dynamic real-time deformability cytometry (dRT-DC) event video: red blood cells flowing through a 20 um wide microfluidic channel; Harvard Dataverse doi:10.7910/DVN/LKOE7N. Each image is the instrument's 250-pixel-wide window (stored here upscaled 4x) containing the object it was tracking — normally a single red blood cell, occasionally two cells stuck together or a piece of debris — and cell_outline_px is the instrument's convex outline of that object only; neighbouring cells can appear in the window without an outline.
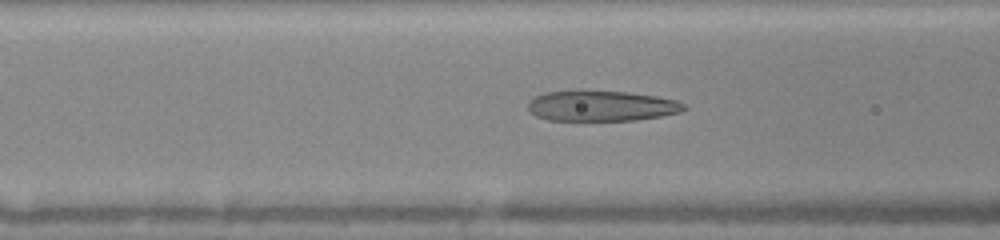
{"species": "human", "species_latin": "Homo sapiens", "temperature_condition": "warm", "stored_images_in_passage": 54, "camera_frame_rate_fps": 3000, "um_per_image_px": 0.085, "donor": {"sex": "female"}, "frame": {"image": 1, "passage_image": 19, "time_ms": 6.667, "image_size_px": [1000, 240], "cell_outline_px": [[688, 108], [680, 112], [660, 116], [636, 120], [548, 120], [536, 116], [528, 108], [528, 100], [544, 92], [584, 88], [628, 92], [656, 96], [676, 100], [684, 104]], "centroid_in_image_um": [51.08, 8.96], "position_along_channel_um": 115.5, "area_um2": 28.44}}
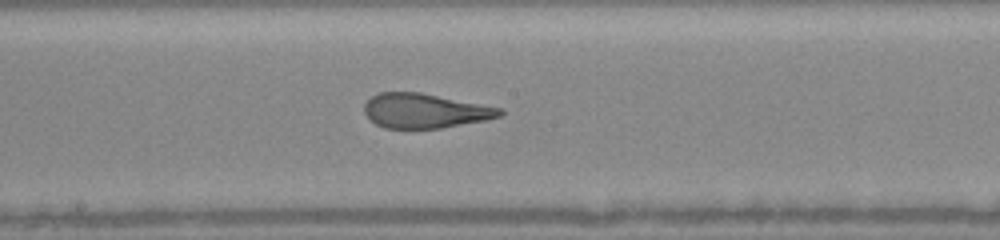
{"frame": {"image": 2, "passage_image": 29, "time_ms": 9.0, "image_size_px": [1000, 240], "cell_outline_px": [[504, 112], [500, 116], [488, 120], [440, 128], [384, 128], [368, 120], [364, 112], [364, 104], [372, 96], [380, 92], [420, 92], [504, 108]], "centroid_in_image_um": [36.13, 9.42], "position_along_channel_um": 212.1, "area_um2": 27.51}}
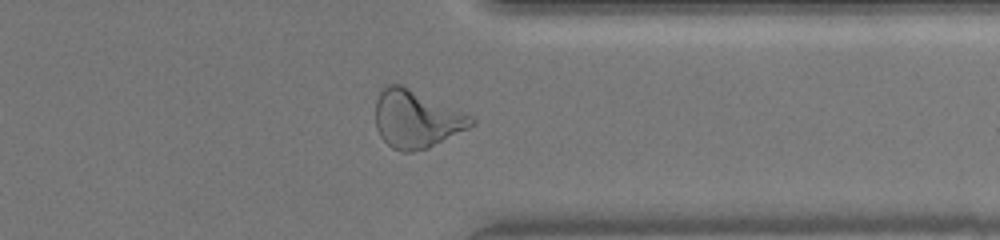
{"frame": {"image": 3, "passage_image": 47, "time_ms": 13.0, "image_size_px": [1000, 240], "cell_outline_px": [[476, 124], [428, 148], [412, 152], [400, 152], [392, 148], [380, 136], [376, 128], [376, 100], [380, 92], [388, 84], [400, 84], [472, 116], [476, 120]], "centroid_in_image_um": [35.38, 10.14], "position_along_channel_um": 376.0, "area_um2": 31.91}}